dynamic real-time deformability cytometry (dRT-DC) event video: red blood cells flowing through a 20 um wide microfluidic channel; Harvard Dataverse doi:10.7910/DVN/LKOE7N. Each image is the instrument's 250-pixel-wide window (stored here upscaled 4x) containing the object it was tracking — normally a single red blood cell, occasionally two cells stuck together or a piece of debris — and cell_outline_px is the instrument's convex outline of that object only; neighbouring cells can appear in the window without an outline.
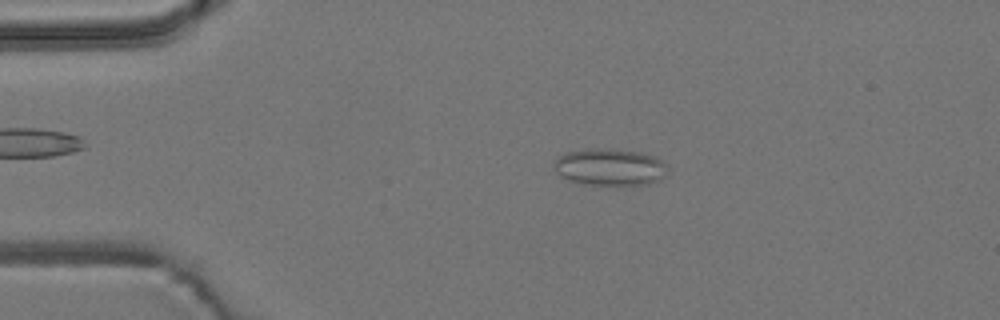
{"species": "common noctule bat (a hibernating species)", "species_latin": "Nyctalus noctula", "temperature_condition": "room temperature", "stored_images_in_passage": 4, "camera_frame_rate_fps": 3000, "um_per_image_px": 0.085, "animal": {"sex": "male", "body_mass_g": 19.2, "forearm_length_mm": 51.8}, "frame": {"image": 1, "passage_image": 3, "time_ms": 2.333, "image_size_px": [1000, 320], "cell_outline_px": [[668, 168], [664, 176], [648, 184], [592, 184], [572, 180], [560, 176], [556, 172], [552, 164], [564, 152], [588, 148], [608, 148], [644, 152], [656, 156], [668, 164]], "centroid_in_image_um": [51.86, 14.16], "position_along_channel_um": 33.1, "area_um2": 24.51}}